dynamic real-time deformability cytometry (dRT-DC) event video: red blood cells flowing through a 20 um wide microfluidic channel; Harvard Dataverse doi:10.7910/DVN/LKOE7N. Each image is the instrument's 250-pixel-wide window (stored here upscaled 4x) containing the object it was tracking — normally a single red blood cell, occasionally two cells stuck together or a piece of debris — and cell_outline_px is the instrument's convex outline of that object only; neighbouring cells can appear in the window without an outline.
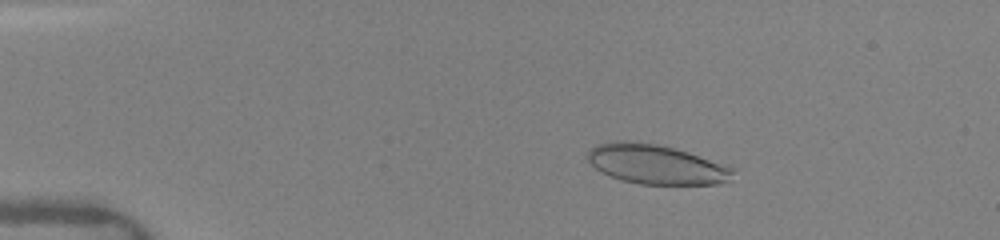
{"species": "human", "species_latin": "Homo sapiens", "temperature_condition": "warm", "stored_images_in_passage": 47, "camera_frame_rate_fps": 3000, "um_per_image_px": 0.085, "donor": {"sex": "female"}, "frame": {"image": 1, "passage_image": 14, "time_ms": 2.667, "image_size_px": [1000, 240], "cell_outline_px": [[732, 180], [716, 184], [640, 184], [620, 180], [600, 172], [584, 156], [596, 144], [616, 140], [636, 140], [676, 148], [688, 152], [732, 168]], "centroid_in_image_um": [55.69, 13.95], "position_along_channel_um": 29.3, "area_um2": 33.52}}
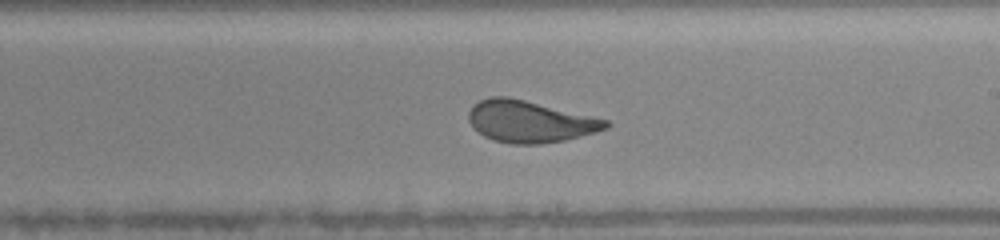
{"frame": {"image": 2, "passage_image": 31, "time_ms": 9.667, "image_size_px": [1000, 240], "cell_outline_px": [[612, 124], [608, 128], [596, 132], [564, 140], [540, 144], [512, 144], [492, 140], [484, 136], [472, 128], [468, 120], [468, 112], [472, 104], [480, 100], [492, 96], [508, 96], [608, 120]], "centroid_in_image_um": [44.99, 10.33], "position_along_channel_um": 244.0, "area_um2": 33.47}}
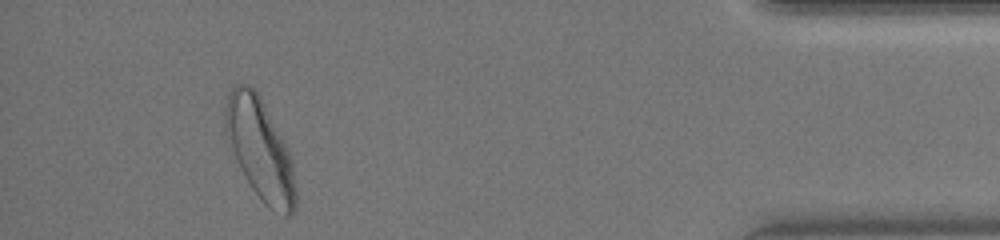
{"frame": {"image": 3, "passage_image": 44, "time_ms": 15.0, "image_size_px": [1000, 240], "cell_outline_px": [[296, 208], [292, 216], [284, 216], [268, 208], [264, 204], [252, 188], [244, 176], [236, 160], [224, 132], [224, 108], [228, 96], [232, 88], [236, 84], [248, 84], [256, 88], [288, 148], [292, 160], [296, 188]], "centroid_in_image_um": [22.11, 12.7], "position_along_channel_um": 413.1, "area_um2": 41.85}, "authors_computed_cell_mechanics": {"area_um2": 34.5644, "velocity_mm_per_s": 4.1073, "shape_relaxation_time_tau1_ms": 3.5425, "shape_relaxation_time_tau2_ms": null, "deformation_change_tau1": 0.1518, "deformation_change_tau2": null}}